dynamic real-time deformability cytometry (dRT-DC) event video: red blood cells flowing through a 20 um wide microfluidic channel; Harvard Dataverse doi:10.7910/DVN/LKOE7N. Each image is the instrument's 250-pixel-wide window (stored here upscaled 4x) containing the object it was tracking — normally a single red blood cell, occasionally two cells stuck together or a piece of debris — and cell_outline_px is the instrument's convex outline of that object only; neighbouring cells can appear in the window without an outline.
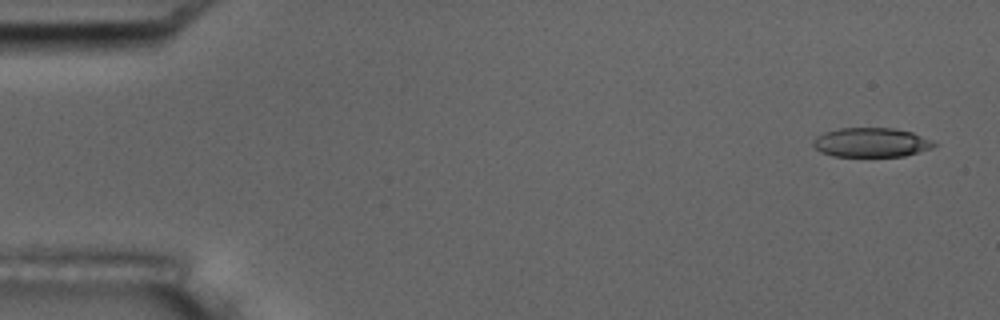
{"species": "common noctule bat (a hibernating species)", "species_latin": "Nyctalus noctula", "temperature_condition": "room temperature", "stored_images_in_passage": 5, "camera_frame_rate_fps": 3000, "um_per_image_px": 0.085, "animal": {"sex": "male", "body_mass_g": 17.5, "forearm_length_mm": 52.3}, "frame": {"image": 1, "passage_image": 1, "time_ms": 0.0, "image_size_px": [1000, 320], "cell_outline_px": [[936, 144], [932, 148], [904, 156], [832, 156], [820, 152], [812, 144], [816, 136], [824, 132], [840, 128], [892, 128], [912, 132], [932, 140]], "centroid_in_image_um": [74.04, 12.11], "position_along_channel_um": 11.0, "area_um2": 20.58}}
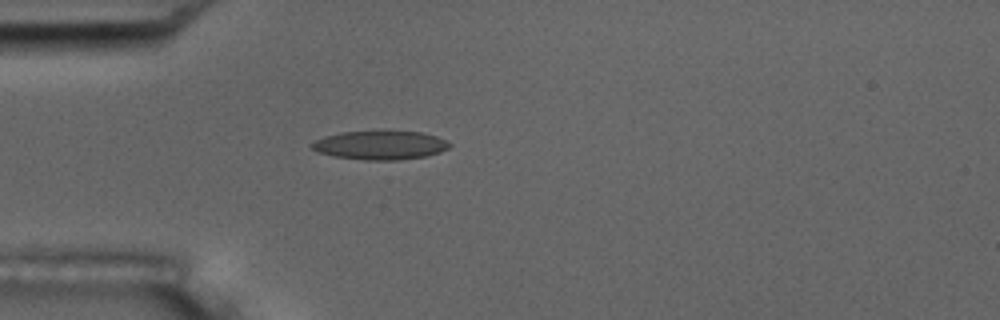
{"frame": {"image": 2, "passage_image": 5, "time_ms": 4.333, "image_size_px": [1000, 320], "cell_outline_px": [[452, 144], [448, 148], [440, 152], [424, 156], [400, 160], [364, 160], [332, 156], [316, 152], [308, 144], [324, 136], [344, 132], [420, 132], [436, 136]], "centroid_in_image_um": [32.27, 12.36], "position_along_channel_um": 52.7, "area_um2": 22.89}}